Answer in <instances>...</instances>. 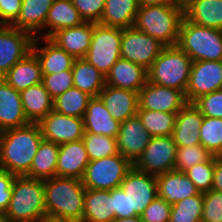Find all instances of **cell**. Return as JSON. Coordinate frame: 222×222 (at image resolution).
<instances>
[{"instance_id": "obj_33", "label": "cell", "mask_w": 222, "mask_h": 222, "mask_svg": "<svg viewBox=\"0 0 222 222\" xmlns=\"http://www.w3.org/2000/svg\"><path fill=\"white\" fill-rule=\"evenodd\" d=\"M71 71L74 87L92 97H98L106 85L105 76L84 58L75 59Z\"/></svg>"}, {"instance_id": "obj_41", "label": "cell", "mask_w": 222, "mask_h": 222, "mask_svg": "<svg viewBox=\"0 0 222 222\" xmlns=\"http://www.w3.org/2000/svg\"><path fill=\"white\" fill-rule=\"evenodd\" d=\"M214 168L215 156L213 155L208 161L195 164L184 173L193 182L200 193H205L212 190Z\"/></svg>"}, {"instance_id": "obj_46", "label": "cell", "mask_w": 222, "mask_h": 222, "mask_svg": "<svg viewBox=\"0 0 222 222\" xmlns=\"http://www.w3.org/2000/svg\"><path fill=\"white\" fill-rule=\"evenodd\" d=\"M171 208L168 202L158 196L145 208L141 215L143 222H169Z\"/></svg>"}, {"instance_id": "obj_56", "label": "cell", "mask_w": 222, "mask_h": 222, "mask_svg": "<svg viewBox=\"0 0 222 222\" xmlns=\"http://www.w3.org/2000/svg\"><path fill=\"white\" fill-rule=\"evenodd\" d=\"M217 159L222 162V150L216 155Z\"/></svg>"}, {"instance_id": "obj_2", "label": "cell", "mask_w": 222, "mask_h": 222, "mask_svg": "<svg viewBox=\"0 0 222 222\" xmlns=\"http://www.w3.org/2000/svg\"><path fill=\"white\" fill-rule=\"evenodd\" d=\"M47 216L81 222L85 187L81 179L55 176L44 180Z\"/></svg>"}, {"instance_id": "obj_38", "label": "cell", "mask_w": 222, "mask_h": 222, "mask_svg": "<svg viewBox=\"0 0 222 222\" xmlns=\"http://www.w3.org/2000/svg\"><path fill=\"white\" fill-rule=\"evenodd\" d=\"M90 161L118 154L117 139L84 131L82 139Z\"/></svg>"}, {"instance_id": "obj_18", "label": "cell", "mask_w": 222, "mask_h": 222, "mask_svg": "<svg viewBox=\"0 0 222 222\" xmlns=\"http://www.w3.org/2000/svg\"><path fill=\"white\" fill-rule=\"evenodd\" d=\"M89 162L82 140L60 144L56 176L82 179Z\"/></svg>"}, {"instance_id": "obj_1", "label": "cell", "mask_w": 222, "mask_h": 222, "mask_svg": "<svg viewBox=\"0 0 222 222\" xmlns=\"http://www.w3.org/2000/svg\"><path fill=\"white\" fill-rule=\"evenodd\" d=\"M43 140L39 123L8 129L0 133V169L26 175Z\"/></svg>"}, {"instance_id": "obj_40", "label": "cell", "mask_w": 222, "mask_h": 222, "mask_svg": "<svg viewBox=\"0 0 222 222\" xmlns=\"http://www.w3.org/2000/svg\"><path fill=\"white\" fill-rule=\"evenodd\" d=\"M199 137L201 144L216 156L222 150V119L203 117Z\"/></svg>"}, {"instance_id": "obj_51", "label": "cell", "mask_w": 222, "mask_h": 222, "mask_svg": "<svg viewBox=\"0 0 222 222\" xmlns=\"http://www.w3.org/2000/svg\"><path fill=\"white\" fill-rule=\"evenodd\" d=\"M137 2L139 6L172 4L170 0H137Z\"/></svg>"}, {"instance_id": "obj_28", "label": "cell", "mask_w": 222, "mask_h": 222, "mask_svg": "<svg viewBox=\"0 0 222 222\" xmlns=\"http://www.w3.org/2000/svg\"><path fill=\"white\" fill-rule=\"evenodd\" d=\"M83 22L72 0H54L46 17L45 32L40 34V38H50L58 30L78 26Z\"/></svg>"}, {"instance_id": "obj_36", "label": "cell", "mask_w": 222, "mask_h": 222, "mask_svg": "<svg viewBox=\"0 0 222 222\" xmlns=\"http://www.w3.org/2000/svg\"><path fill=\"white\" fill-rule=\"evenodd\" d=\"M137 115L152 138L172 136L177 113L138 109Z\"/></svg>"}, {"instance_id": "obj_20", "label": "cell", "mask_w": 222, "mask_h": 222, "mask_svg": "<svg viewBox=\"0 0 222 222\" xmlns=\"http://www.w3.org/2000/svg\"><path fill=\"white\" fill-rule=\"evenodd\" d=\"M99 97L112 117L119 123L137 115L138 92L105 85Z\"/></svg>"}, {"instance_id": "obj_32", "label": "cell", "mask_w": 222, "mask_h": 222, "mask_svg": "<svg viewBox=\"0 0 222 222\" xmlns=\"http://www.w3.org/2000/svg\"><path fill=\"white\" fill-rule=\"evenodd\" d=\"M137 0H106L99 24L120 29L134 27Z\"/></svg>"}, {"instance_id": "obj_52", "label": "cell", "mask_w": 222, "mask_h": 222, "mask_svg": "<svg viewBox=\"0 0 222 222\" xmlns=\"http://www.w3.org/2000/svg\"><path fill=\"white\" fill-rule=\"evenodd\" d=\"M40 222H75V221L63 218H55L45 215Z\"/></svg>"}, {"instance_id": "obj_47", "label": "cell", "mask_w": 222, "mask_h": 222, "mask_svg": "<svg viewBox=\"0 0 222 222\" xmlns=\"http://www.w3.org/2000/svg\"><path fill=\"white\" fill-rule=\"evenodd\" d=\"M22 0H0V25L11 26L18 18Z\"/></svg>"}, {"instance_id": "obj_10", "label": "cell", "mask_w": 222, "mask_h": 222, "mask_svg": "<svg viewBox=\"0 0 222 222\" xmlns=\"http://www.w3.org/2000/svg\"><path fill=\"white\" fill-rule=\"evenodd\" d=\"M177 148L172 136L153 137L134 166L153 176L173 171Z\"/></svg>"}, {"instance_id": "obj_14", "label": "cell", "mask_w": 222, "mask_h": 222, "mask_svg": "<svg viewBox=\"0 0 222 222\" xmlns=\"http://www.w3.org/2000/svg\"><path fill=\"white\" fill-rule=\"evenodd\" d=\"M138 109L178 113L188 102L182 90L168 88L147 81L138 92Z\"/></svg>"}, {"instance_id": "obj_7", "label": "cell", "mask_w": 222, "mask_h": 222, "mask_svg": "<svg viewBox=\"0 0 222 222\" xmlns=\"http://www.w3.org/2000/svg\"><path fill=\"white\" fill-rule=\"evenodd\" d=\"M122 29L94 23L91 44L84 59L103 76L121 57Z\"/></svg>"}, {"instance_id": "obj_3", "label": "cell", "mask_w": 222, "mask_h": 222, "mask_svg": "<svg viewBox=\"0 0 222 222\" xmlns=\"http://www.w3.org/2000/svg\"><path fill=\"white\" fill-rule=\"evenodd\" d=\"M184 9L174 4L139 6L134 27L165 46L177 45Z\"/></svg>"}, {"instance_id": "obj_42", "label": "cell", "mask_w": 222, "mask_h": 222, "mask_svg": "<svg viewBox=\"0 0 222 222\" xmlns=\"http://www.w3.org/2000/svg\"><path fill=\"white\" fill-rule=\"evenodd\" d=\"M42 76V83L52 99L74 87L72 71H63Z\"/></svg>"}, {"instance_id": "obj_54", "label": "cell", "mask_w": 222, "mask_h": 222, "mask_svg": "<svg viewBox=\"0 0 222 222\" xmlns=\"http://www.w3.org/2000/svg\"><path fill=\"white\" fill-rule=\"evenodd\" d=\"M191 0H170L174 5L180 6L183 9L190 3Z\"/></svg>"}, {"instance_id": "obj_22", "label": "cell", "mask_w": 222, "mask_h": 222, "mask_svg": "<svg viewBox=\"0 0 222 222\" xmlns=\"http://www.w3.org/2000/svg\"><path fill=\"white\" fill-rule=\"evenodd\" d=\"M93 31V22H83L78 26L58 30L50 39L75 59L84 58L89 50Z\"/></svg>"}, {"instance_id": "obj_53", "label": "cell", "mask_w": 222, "mask_h": 222, "mask_svg": "<svg viewBox=\"0 0 222 222\" xmlns=\"http://www.w3.org/2000/svg\"><path fill=\"white\" fill-rule=\"evenodd\" d=\"M112 222H143L141 216H133L129 218H115Z\"/></svg>"}, {"instance_id": "obj_31", "label": "cell", "mask_w": 222, "mask_h": 222, "mask_svg": "<svg viewBox=\"0 0 222 222\" xmlns=\"http://www.w3.org/2000/svg\"><path fill=\"white\" fill-rule=\"evenodd\" d=\"M184 17L194 24L222 30V0H191Z\"/></svg>"}, {"instance_id": "obj_44", "label": "cell", "mask_w": 222, "mask_h": 222, "mask_svg": "<svg viewBox=\"0 0 222 222\" xmlns=\"http://www.w3.org/2000/svg\"><path fill=\"white\" fill-rule=\"evenodd\" d=\"M204 117L222 119V89L203 95L193 102Z\"/></svg>"}, {"instance_id": "obj_34", "label": "cell", "mask_w": 222, "mask_h": 222, "mask_svg": "<svg viewBox=\"0 0 222 222\" xmlns=\"http://www.w3.org/2000/svg\"><path fill=\"white\" fill-rule=\"evenodd\" d=\"M58 152V144L43 139L25 176L41 180L55 177Z\"/></svg>"}, {"instance_id": "obj_26", "label": "cell", "mask_w": 222, "mask_h": 222, "mask_svg": "<svg viewBox=\"0 0 222 222\" xmlns=\"http://www.w3.org/2000/svg\"><path fill=\"white\" fill-rule=\"evenodd\" d=\"M11 87L21 92L30 86L42 83V70L33 51L19 60L3 77Z\"/></svg>"}, {"instance_id": "obj_49", "label": "cell", "mask_w": 222, "mask_h": 222, "mask_svg": "<svg viewBox=\"0 0 222 222\" xmlns=\"http://www.w3.org/2000/svg\"><path fill=\"white\" fill-rule=\"evenodd\" d=\"M111 197L113 198L115 218H129L134 216V213H129L128 196L121 187L112 189Z\"/></svg>"}, {"instance_id": "obj_17", "label": "cell", "mask_w": 222, "mask_h": 222, "mask_svg": "<svg viewBox=\"0 0 222 222\" xmlns=\"http://www.w3.org/2000/svg\"><path fill=\"white\" fill-rule=\"evenodd\" d=\"M45 42L40 47V43ZM32 51L38 57L42 75L71 71L75 58L50 38L34 37Z\"/></svg>"}, {"instance_id": "obj_37", "label": "cell", "mask_w": 222, "mask_h": 222, "mask_svg": "<svg viewBox=\"0 0 222 222\" xmlns=\"http://www.w3.org/2000/svg\"><path fill=\"white\" fill-rule=\"evenodd\" d=\"M203 193L185 198L172 205L169 222H201Z\"/></svg>"}, {"instance_id": "obj_13", "label": "cell", "mask_w": 222, "mask_h": 222, "mask_svg": "<svg viewBox=\"0 0 222 222\" xmlns=\"http://www.w3.org/2000/svg\"><path fill=\"white\" fill-rule=\"evenodd\" d=\"M222 89V61H194L185 91L188 103Z\"/></svg>"}, {"instance_id": "obj_25", "label": "cell", "mask_w": 222, "mask_h": 222, "mask_svg": "<svg viewBox=\"0 0 222 222\" xmlns=\"http://www.w3.org/2000/svg\"><path fill=\"white\" fill-rule=\"evenodd\" d=\"M84 131L116 138L120 123L107 110L101 98L92 97L83 116Z\"/></svg>"}, {"instance_id": "obj_5", "label": "cell", "mask_w": 222, "mask_h": 222, "mask_svg": "<svg viewBox=\"0 0 222 222\" xmlns=\"http://www.w3.org/2000/svg\"><path fill=\"white\" fill-rule=\"evenodd\" d=\"M177 46L194 61H222V30L182 19Z\"/></svg>"}, {"instance_id": "obj_29", "label": "cell", "mask_w": 222, "mask_h": 222, "mask_svg": "<svg viewBox=\"0 0 222 222\" xmlns=\"http://www.w3.org/2000/svg\"><path fill=\"white\" fill-rule=\"evenodd\" d=\"M115 219L111 190L85 188L81 222H112Z\"/></svg>"}, {"instance_id": "obj_50", "label": "cell", "mask_w": 222, "mask_h": 222, "mask_svg": "<svg viewBox=\"0 0 222 222\" xmlns=\"http://www.w3.org/2000/svg\"><path fill=\"white\" fill-rule=\"evenodd\" d=\"M212 190L222 192V162L215 156Z\"/></svg>"}, {"instance_id": "obj_15", "label": "cell", "mask_w": 222, "mask_h": 222, "mask_svg": "<svg viewBox=\"0 0 222 222\" xmlns=\"http://www.w3.org/2000/svg\"><path fill=\"white\" fill-rule=\"evenodd\" d=\"M39 125L43 139L58 145L83 139V118L67 116L52 110Z\"/></svg>"}, {"instance_id": "obj_43", "label": "cell", "mask_w": 222, "mask_h": 222, "mask_svg": "<svg viewBox=\"0 0 222 222\" xmlns=\"http://www.w3.org/2000/svg\"><path fill=\"white\" fill-rule=\"evenodd\" d=\"M201 222H222V192L210 190L203 193Z\"/></svg>"}, {"instance_id": "obj_19", "label": "cell", "mask_w": 222, "mask_h": 222, "mask_svg": "<svg viewBox=\"0 0 222 222\" xmlns=\"http://www.w3.org/2000/svg\"><path fill=\"white\" fill-rule=\"evenodd\" d=\"M148 81L147 70L124 58H119L105 77L106 85L139 92Z\"/></svg>"}, {"instance_id": "obj_4", "label": "cell", "mask_w": 222, "mask_h": 222, "mask_svg": "<svg viewBox=\"0 0 222 222\" xmlns=\"http://www.w3.org/2000/svg\"><path fill=\"white\" fill-rule=\"evenodd\" d=\"M5 214L9 222H40L46 215L44 180L16 176Z\"/></svg>"}, {"instance_id": "obj_9", "label": "cell", "mask_w": 222, "mask_h": 222, "mask_svg": "<svg viewBox=\"0 0 222 222\" xmlns=\"http://www.w3.org/2000/svg\"><path fill=\"white\" fill-rule=\"evenodd\" d=\"M166 46L135 27L122 29L121 58L150 68Z\"/></svg>"}, {"instance_id": "obj_27", "label": "cell", "mask_w": 222, "mask_h": 222, "mask_svg": "<svg viewBox=\"0 0 222 222\" xmlns=\"http://www.w3.org/2000/svg\"><path fill=\"white\" fill-rule=\"evenodd\" d=\"M53 1L54 0H22L20 14L11 26L26 31L33 37H40Z\"/></svg>"}, {"instance_id": "obj_16", "label": "cell", "mask_w": 222, "mask_h": 222, "mask_svg": "<svg viewBox=\"0 0 222 222\" xmlns=\"http://www.w3.org/2000/svg\"><path fill=\"white\" fill-rule=\"evenodd\" d=\"M151 138L138 115L133 116L120 123L116 137L118 152L134 165L143 155Z\"/></svg>"}, {"instance_id": "obj_12", "label": "cell", "mask_w": 222, "mask_h": 222, "mask_svg": "<svg viewBox=\"0 0 222 222\" xmlns=\"http://www.w3.org/2000/svg\"><path fill=\"white\" fill-rule=\"evenodd\" d=\"M34 37L13 26L0 25V77L32 51Z\"/></svg>"}, {"instance_id": "obj_35", "label": "cell", "mask_w": 222, "mask_h": 222, "mask_svg": "<svg viewBox=\"0 0 222 222\" xmlns=\"http://www.w3.org/2000/svg\"><path fill=\"white\" fill-rule=\"evenodd\" d=\"M91 98L88 93L72 87L53 99V110L67 116L83 118Z\"/></svg>"}, {"instance_id": "obj_6", "label": "cell", "mask_w": 222, "mask_h": 222, "mask_svg": "<svg viewBox=\"0 0 222 222\" xmlns=\"http://www.w3.org/2000/svg\"><path fill=\"white\" fill-rule=\"evenodd\" d=\"M192 63L191 58L177 45L166 46L147 70L148 82L185 93Z\"/></svg>"}, {"instance_id": "obj_55", "label": "cell", "mask_w": 222, "mask_h": 222, "mask_svg": "<svg viewBox=\"0 0 222 222\" xmlns=\"http://www.w3.org/2000/svg\"><path fill=\"white\" fill-rule=\"evenodd\" d=\"M0 222H9L8 218L6 217V214L3 212H0Z\"/></svg>"}, {"instance_id": "obj_48", "label": "cell", "mask_w": 222, "mask_h": 222, "mask_svg": "<svg viewBox=\"0 0 222 222\" xmlns=\"http://www.w3.org/2000/svg\"><path fill=\"white\" fill-rule=\"evenodd\" d=\"M15 177V174L0 169V212L5 213L9 206Z\"/></svg>"}, {"instance_id": "obj_39", "label": "cell", "mask_w": 222, "mask_h": 222, "mask_svg": "<svg viewBox=\"0 0 222 222\" xmlns=\"http://www.w3.org/2000/svg\"><path fill=\"white\" fill-rule=\"evenodd\" d=\"M177 147L174 170L179 172H185L195 164L206 162L213 156L202 144Z\"/></svg>"}, {"instance_id": "obj_30", "label": "cell", "mask_w": 222, "mask_h": 222, "mask_svg": "<svg viewBox=\"0 0 222 222\" xmlns=\"http://www.w3.org/2000/svg\"><path fill=\"white\" fill-rule=\"evenodd\" d=\"M22 107L29 123H39L53 110V99L43 83L20 92Z\"/></svg>"}, {"instance_id": "obj_8", "label": "cell", "mask_w": 222, "mask_h": 222, "mask_svg": "<svg viewBox=\"0 0 222 222\" xmlns=\"http://www.w3.org/2000/svg\"><path fill=\"white\" fill-rule=\"evenodd\" d=\"M133 164L120 153L90 161L81 179L85 188L112 190L120 187Z\"/></svg>"}, {"instance_id": "obj_21", "label": "cell", "mask_w": 222, "mask_h": 222, "mask_svg": "<svg viewBox=\"0 0 222 222\" xmlns=\"http://www.w3.org/2000/svg\"><path fill=\"white\" fill-rule=\"evenodd\" d=\"M203 117L201 111L193 103H187L177 113L172 134L177 146L201 144L199 135Z\"/></svg>"}, {"instance_id": "obj_24", "label": "cell", "mask_w": 222, "mask_h": 222, "mask_svg": "<svg viewBox=\"0 0 222 222\" xmlns=\"http://www.w3.org/2000/svg\"><path fill=\"white\" fill-rule=\"evenodd\" d=\"M157 194L170 205L199 193L184 172L176 170L156 176Z\"/></svg>"}, {"instance_id": "obj_45", "label": "cell", "mask_w": 222, "mask_h": 222, "mask_svg": "<svg viewBox=\"0 0 222 222\" xmlns=\"http://www.w3.org/2000/svg\"><path fill=\"white\" fill-rule=\"evenodd\" d=\"M84 22L99 23L106 0H72Z\"/></svg>"}, {"instance_id": "obj_23", "label": "cell", "mask_w": 222, "mask_h": 222, "mask_svg": "<svg viewBox=\"0 0 222 222\" xmlns=\"http://www.w3.org/2000/svg\"><path fill=\"white\" fill-rule=\"evenodd\" d=\"M27 124L20 92L0 78V133Z\"/></svg>"}, {"instance_id": "obj_11", "label": "cell", "mask_w": 222, "mask_h": 222, "mask_svg": "<svg viewBox=\"0 0 222 222\" xmlns=\"http://www.w3.org/2000/svg\"><path fill=\"white\" fill-rule=\"evenodd\" d=\"M120 187L128 196L129 213L141 216L145 208L158 196L156 176L139 171L134 165L127 172Z\"/></svg>"}]
</instances>
